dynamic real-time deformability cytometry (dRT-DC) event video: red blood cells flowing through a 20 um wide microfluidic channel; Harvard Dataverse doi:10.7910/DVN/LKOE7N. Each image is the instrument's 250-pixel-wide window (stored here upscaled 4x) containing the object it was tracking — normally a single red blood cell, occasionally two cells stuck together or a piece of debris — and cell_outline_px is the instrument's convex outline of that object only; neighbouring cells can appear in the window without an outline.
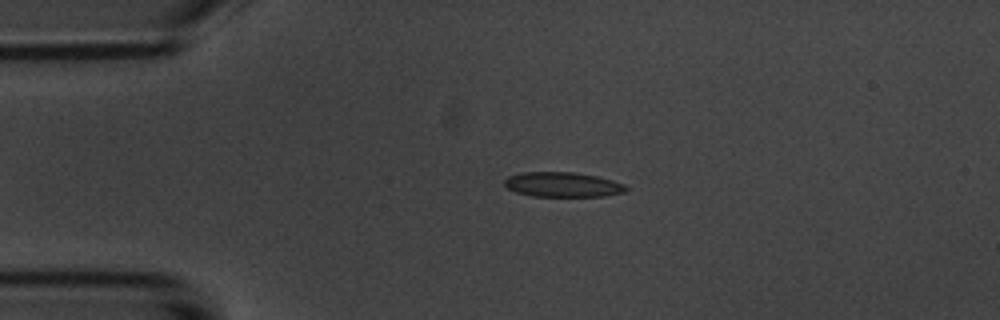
{"species": "common noctule bat (a hibernating species)", "species_latin": "Nyctalus noctula", "temperature_condition": "room temperature", "stored_images_in_passage": 2, "camera_frame_rate_fps": 3000, "um_per_image_px": 0.085, "animal": {"sex": "male", "body_mass_g": 20.1, "forearm_length_mm": 53.5}, "frame": {"image": 1, "passage_image": 1, "time_ms": 0.0, "image_size_px": [1000, 320], "cell_outline_px": [[628, 188], [624, 192], [604, 196], [532, 196], [516, 192], [508, 188], [504, 184], [504, 180], [508, 176], [524, 172], [576, 172], [596, 176], [612, 180], [624, 184]], "centroid_in_image_um": [47.82, 15.68], "position_along_channel_um": 37.2, "area_um2": 17.51}}
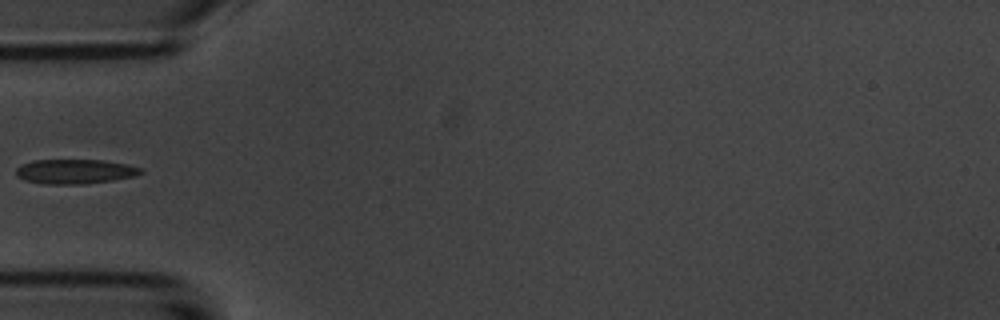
{"frame": {"image": 2, "passage_image": 2, "time_ms": 2.0, "image_size_px": [1000, 320], "cell_outline_px": [[144, 172], [136, 176], [112, 180], [84, 184], [44, 184], [24, 180], [16, 176], [16, 168], [20, 164], [32, 160], [104, 160], [128, 164], [144, 168]], "centroid_in_image_um": [6.38, 14.57], "position_along_channel_um": 78.6, "area_um2": 18.15}}